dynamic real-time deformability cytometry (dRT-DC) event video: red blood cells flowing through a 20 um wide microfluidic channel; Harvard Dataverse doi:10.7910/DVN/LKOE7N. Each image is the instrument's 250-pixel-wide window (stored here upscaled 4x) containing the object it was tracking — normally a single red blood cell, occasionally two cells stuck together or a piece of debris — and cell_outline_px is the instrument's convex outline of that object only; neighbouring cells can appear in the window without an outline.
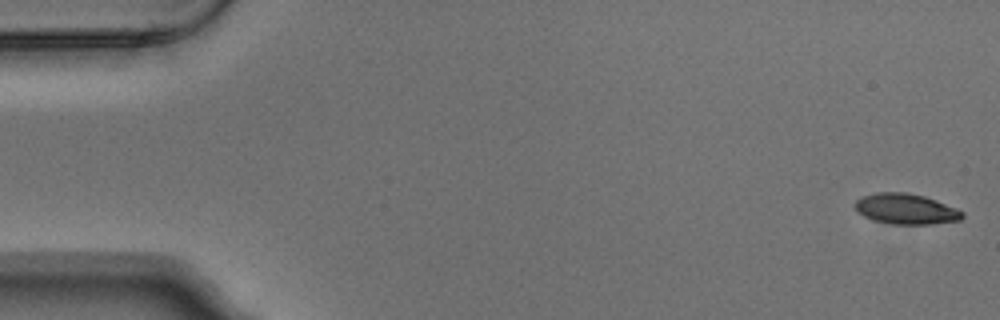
{"species": "Egyptian fruit bat (a non-hibernating species)", "species_latin": "Rousettus aegyptiacus", "temperature_condition": "warm", "stored_images_in_passage": 6, "camera_frame_rate_fps": 3000, "um_per_image_px": 0.085, "animal": {"sex": "male"}, "frame": {"image": 1, "passage_image": 1, "time_ms": 0.0, "image_size_px": [1000, 320], "cell_outline_px": [[964, 216], [960, 220], [932, 224], [892, 224], [872, 220], [856, 212], [856, 200], [860, 196], [876, 192], [908, 192], [924, 196], [936, 200], [956, 208], [964, 212]], "centroid_in_image_um": [76.99, 17.75], "position_along_channel_um": 8.0, "area_um2": 19.25}}